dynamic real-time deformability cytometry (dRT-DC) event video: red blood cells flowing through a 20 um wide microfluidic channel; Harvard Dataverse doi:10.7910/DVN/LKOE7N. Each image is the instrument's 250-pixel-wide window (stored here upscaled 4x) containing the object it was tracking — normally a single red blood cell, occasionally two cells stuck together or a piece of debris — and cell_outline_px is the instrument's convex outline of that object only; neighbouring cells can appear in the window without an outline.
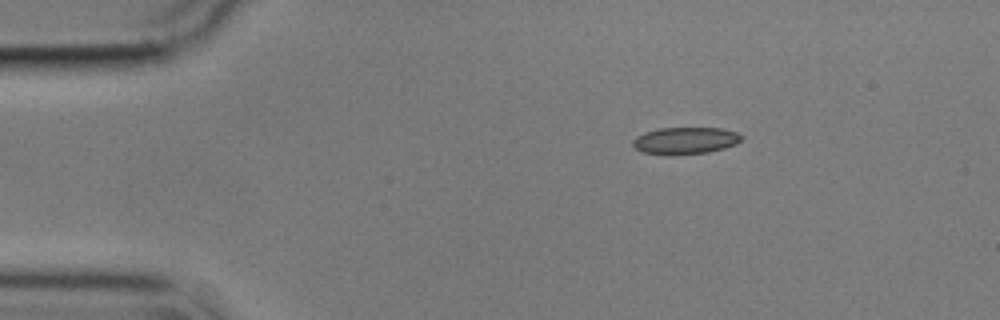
{"species": "common noctule bat (a hibernating species)", "species_latin": "Nyctalus noctula", "temperature_condition": "cold", "stored_images_in_passage": 48, "camera_frame_rate_fps": 3000, "um_per_image_px": 0.085, "animal": {"sex": "male", "body_mass_g": 17.9}, "frame": {"image": 1, "passage_image": 1, "time_ms": 0.0, "image_size_px": [1000, 320], "cell_outline_px": [[744, 140], [736, 144], [724, 148], [708, 152], [668, 156], [640, 152], [632, 144], [632, 140], [636, 136], [644, 132], [660, 128], [720, 128], [736, 132], [744, 136]], "centroid_in_image_um": [58.24, 11.96], "position_along_channel_um": 26.8, "area_um2": 17.4}}
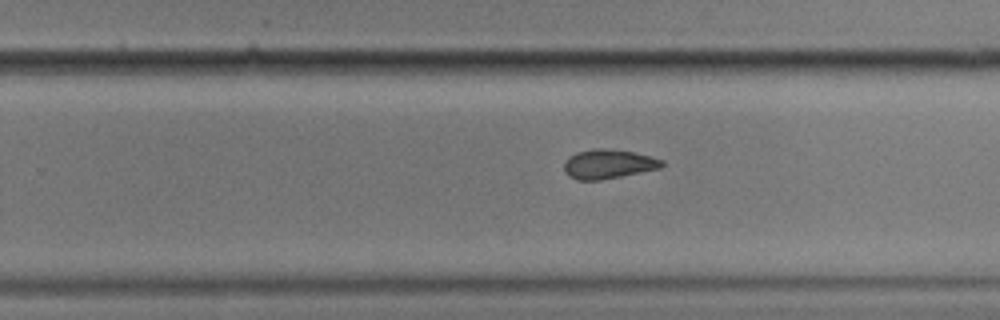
{"frame": {"image": 2, "passage_image": 27, "time_ms": 8.667, "image_size_px": [1000, 320], "cell_outline_px": [[664, 164], [660, 168], [600, 180], [576, 180], [568, 176], [564, 172], [564, 160], [568, 156], [576, 152], [592, 148], [600, 148], [632, 152], [664, 160]], "centroid_in_image_um": [51.63, 13.94], "position_along_channel_um": 278.2, "area_um2": 16.65}}
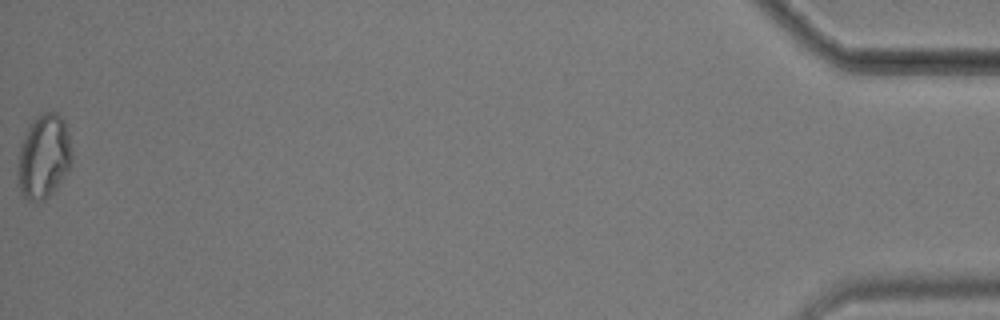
{"frame": {"image": 3, "passage_image": 48, "time_ms": 15.667, "image_size_px": [1000, 320], "cell_outline_px": [[72, 160], [68, 172], [56, 188], [44, 200], [36, 204], [28, 200], [20, 192], [16, 184], [16, 172], [20, 144], [28, 128], [44, 112], [56, 112], [64, 120], [68, 132], [72, 152]], "centroid_in_image_um": [3.7, 13.38], "position_along_channel_um": 431.5, "area_um2": 26.88}, "authors_computed_cell_mechanics": {"area_um2": 17.4267, "velocity_mm_per_s": 3.5757, "shape_relaxation_time_tau1_ms": 4.517, "shape_relaxation_time_tau2_ms": 4.0327, "deformation_change_tau1": 0.106, "deformation_change_tau2": 0.1095}}